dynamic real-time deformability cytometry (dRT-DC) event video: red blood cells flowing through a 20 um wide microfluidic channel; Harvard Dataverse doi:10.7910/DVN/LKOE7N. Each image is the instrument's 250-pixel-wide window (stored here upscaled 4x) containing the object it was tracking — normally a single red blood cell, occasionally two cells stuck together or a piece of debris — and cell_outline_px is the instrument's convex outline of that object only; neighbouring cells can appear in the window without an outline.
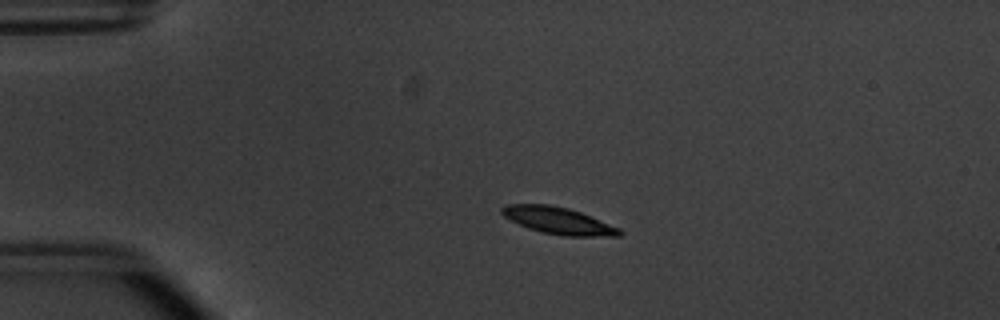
{"species": "common noctule bat (a hibernating species)", "species_latin": "Nyctalus noctula", "temperature_condition": "warm", "stored_images_in_passage": 45, "camera_frame_rate_fps": 3000, "um_per_image_px": 0.085, "animal": {"sex": "male", "body_mass_g": 20.1, "forearm_length_mm": 53.5}, "frame": {"image": 1, "passage_image": 3, "time_ms": 0.667, "image_size_px": [1000, 320], "cell_outline_px": [[624, 232], [620, 236], [564, 236], [544, 232], [528, 228], [504, 216], [500, 212], [500, 208], [504, 204], [548, 204], [568, 208], [580, 212], [620, 228]], "centroid_in_image_um": [47.46, 18.75], "position_along_channel_um": 37.5, "area_um2": 18.32}}
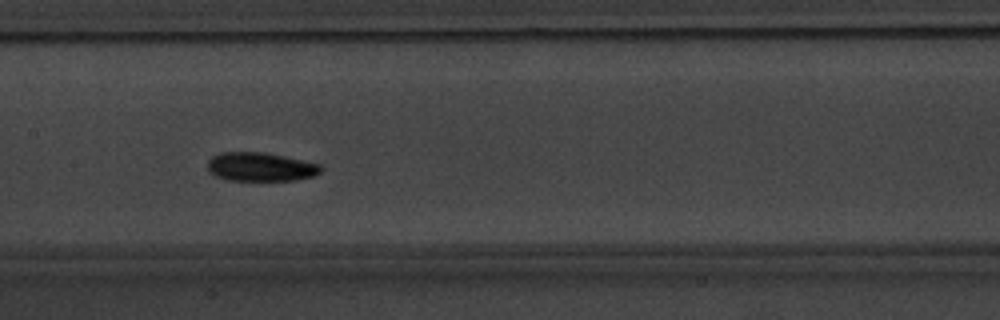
{"frame": {"image": 2, "passage_image": 18, "time_ms": 5.667, "image_size_px": [1000, 320], "cell_outline_px": [[324, 168], [320, 172], [312, 176], [296, 180], [228, 180], [216, 176], [208, 172], [208, 160], [212, 156], [220, 152], [264, 152], [284, 156], [320, 164]], "centroid_in_image_um": [22.13, 14.18], "position_along_channel_um": 185.3, "area_um2": 19.02}}
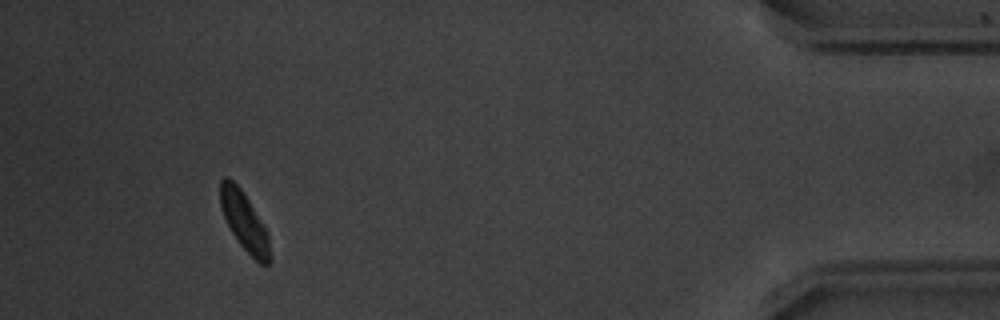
{"frame": {"image": 3, "passage_image": 41, "time_ms": 13.333, "image_size_px": [1000, 320], "cell_outline_px": [[272, 260], [268, 264], [260, 264], [240, 244], [232, 232], [220, 208], [220, 180], [224, 176], [228, 176], [240, 188], [248, 200], [260, 220], [268, 236], [272, 256]], "centroid_in_image_um": [20.76, 18.82], "position_along_channel_um": 414.4, "area_um2": 16.65}, "authors_computed_cell_mechanics": {"area_um2": 18.3226, "velocity_mm_per_s": 3.7663, "shape_relaxation_time_tau1_ms": 9.569, "shape_relaxation_time_tau2_ms": null, "deformation_change_tau1": 0.3158, "deformation_change_tau2": null}}